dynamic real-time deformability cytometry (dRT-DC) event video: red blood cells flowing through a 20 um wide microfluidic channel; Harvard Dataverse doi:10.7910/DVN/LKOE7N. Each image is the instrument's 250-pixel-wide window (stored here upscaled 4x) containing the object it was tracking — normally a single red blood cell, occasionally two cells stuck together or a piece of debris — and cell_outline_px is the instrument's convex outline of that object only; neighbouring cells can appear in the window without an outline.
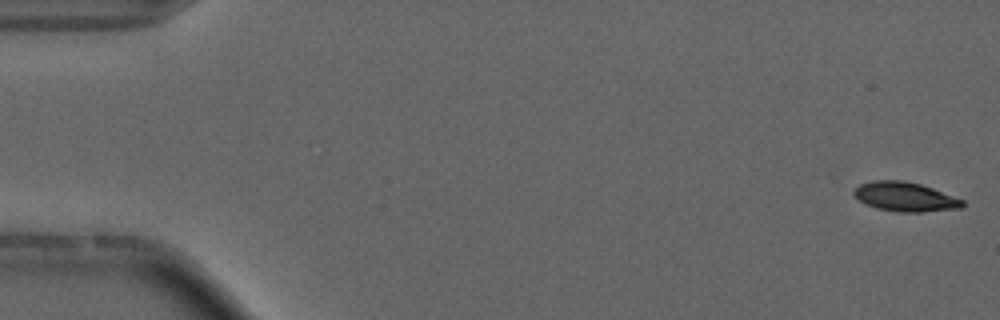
{"species": "common noctule bat (a hibernating species)", "species_latin": "Nyctalus noctula", "temperature_condition": "cold", "stored_images_in_passage": 55, "camera_frame_rate_fps": 3000, "um_per_image_px": 0.085, "animal": {"sex": "male", "forearm_length_mm": 52.5}, "frame": {"image": 1, "passage_image": 1, "time_ms": 0.0, "image_size_px": [1000, 320], "cell_outline_px": [[964, 204], [960, 208], [920, 212], [900, 212], [876, 208], [860, 200], [852, 192], [860, 184], [872, 180], [904, 180], [920, 184], [932, 188], [964, 200]], "centroid_in_image_um": [76.93, 16.72], "position_along_channel_um": 8.1, "area_um2": 18.32}}
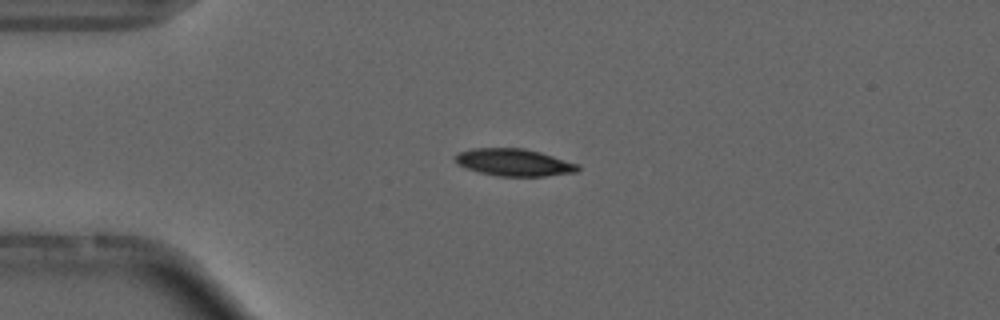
{"frame": {"image": 2, "passage_image": 13, "time_ms": 4.0, "image_size_px": [1000, 320], "cell_outline_px": [[580, 168], [576, 172], [544, 176], [496, 176], [464, 168], [456, 164], [456, 156], [460, 152], [472, 148], [524, 148], [540, 152], [580, 164]], "centroid_in_image_um": [43.7, 13.8], "position_along_channel_um": 41.3, "area_um2": 19.48}, "authors_computed_cell_mechanics": {"area_um2": 18.8428, "velocity_mm_per_s": 3.7048, "shape_relaxation_time_tau1_ms": 4.5817, "shape_relaxation_time_tau2_ms": null, "deformation_change_tau1": 0.1319, "deformation_change_tau2": null}}